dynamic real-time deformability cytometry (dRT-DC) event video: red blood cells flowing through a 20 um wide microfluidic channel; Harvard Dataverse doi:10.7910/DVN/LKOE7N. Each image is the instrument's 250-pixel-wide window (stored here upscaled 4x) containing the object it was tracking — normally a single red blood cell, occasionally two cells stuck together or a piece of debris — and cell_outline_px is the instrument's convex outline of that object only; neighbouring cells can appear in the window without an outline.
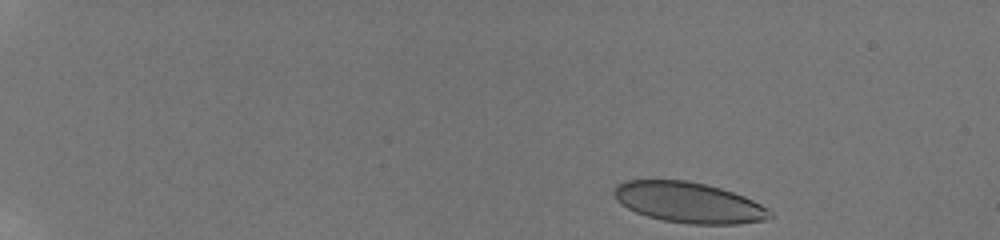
{"species": "human", "species_latin": "Homo sapiens", "temperature_condition": "room temperature", "stored_images_in_passage": 48, "camera_frame_rate_fps": 3000, "um_per_image_px": 0.085, "donor": {"sex": "male"}, "frame": {"image": 1, "passage_image": 1, "time_ms": 0.0, "image_size_px": [1000, 240], "cell_outline_px": [[776, 216], [772, 220], [736, 224], [688, 224], [664, 220], [648, 216], [636, 212], [620, 204], [616, 200], [612, 192], [616, 184], [624, 180], [688, 180], [720, 188], [744, 196], [768, 208]], "centroid_in_image_um": [58.57, 17.22], "position_along_channel_um": 26.4, "area_um2": 37.22}}
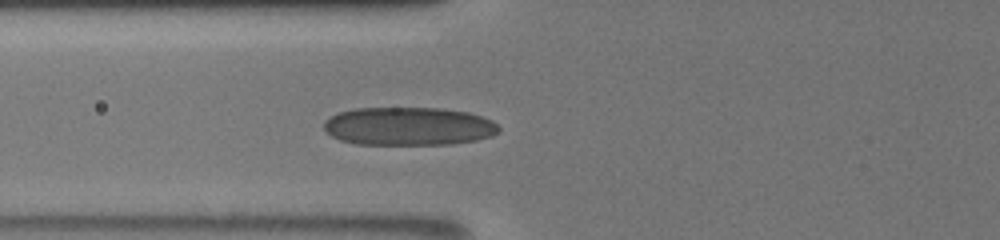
{"frame": {"image": 2, "passage_image": 17, "time_ms": 5.333, "image_size_px": [1000, 240], "cell_outline_px": [[500, 132], [492, 136], [476, 140], [452, 144], [356, 144], [340, 140], [332, 136], [324, 128], [324, 120], [340, 112], [356, 108], [440, 108], [468, 112], [492, 120], [500, 128]], "centroid_in_image_um": [34.76, 10.73], "position_along_channel_um": 91.0, "area_um2": 39.02}}
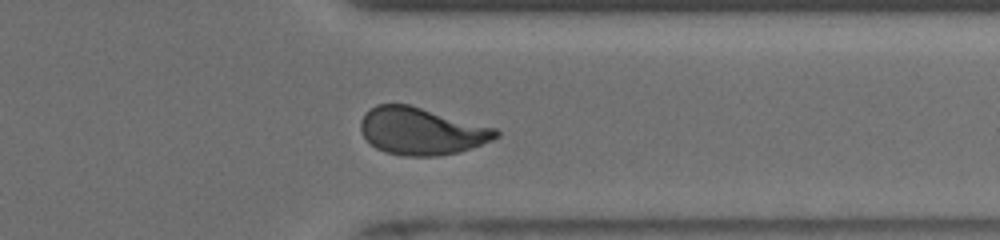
{"frame": {"image": 3, "passage_image": 39, "time_ms": 12.667, "image_size_px": [1000, 240], "cell_outline_px": [[500, 136], [492, 140], [456, 152], [436, 156], [404, 156], [384, 152], [376, 148], [364, 136], [360, 128], [360, 120], [364, 112], [376, 104], [408, 104], [496, 128], [500, 132]], "centroid_in_image_um": [35.78, 11.13], "position_along_channel_um": 375.6, "area_um2": 37.05}, "authors_computed_cell_mechanics": {"area_um2": 37.7434, "velocity_mm_per_s": 3.8866, "shape_relaxation_time_tau1_ms": 4.9714, "shape_relaxation_time_tau2_ms": 0.8188, "deformation_change_tau1": 0.1608, "deformation_change_tau2": 0.0819}}